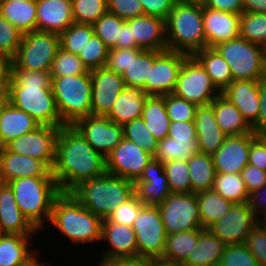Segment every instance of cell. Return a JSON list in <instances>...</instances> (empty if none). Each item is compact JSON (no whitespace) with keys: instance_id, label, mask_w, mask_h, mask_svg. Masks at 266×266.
<instances>
[{"instance_id":"obj_1","label":"cell","mask_w":266,"mask_h":266,"mask_svg":"<svg viewBox=\"0 0 266 266\" xmlns=\"http://www.w3.org/2000/svg\"><path fill=\"white\" fill-rule=\"evenodd\" d=\"M51 172L60 192L70 193L81 182L104 175L106 159L74 125H63L58 133Z\"/></svg>"},{"instance_id":"obj_2","label":"cell","mask_w":266,"mask_h":266,"mask_svg":"<svg viewBox=\"0 0 266 266\" xmlns=\"http://www.w3.org/2000/svg\"><path fill=\"white\" fill-rule=\"evenodd\" d=\"M8 101L29 114L39 125L61 127L50 71L11 69Z\"/></svg>"},{"instance_id":"obj_3","label":"cell","mask_w":266,"mask_h":266,"mask_svg":"<svg viewBox=\"0 0 266 266\" xmlns=\"http://www.w3.org/2000/svg\"><path fill=\"white\" fill-rule=\"evenodd\" d=\"M102 221L71 193H60L53 201L49 223L76 245L100 242Z\"/></svg>"},{"instance_id":"obj_4","label":"cell","mask_w":266,"mask_h":266,"mask_svg":"<svg viewBox=\"0 0 266 266\" xmlns=\"http://www.w3.org/2000/svg\"><path fill=\"white\" fill-rule=\"evenodd\" d=\"M70 193L103 220L135 193V184L123 177L105 173L81 182Z\"/></svg>"},{"instance_id":"obj_5","label":"cell","mask_w":266,"mask_h":266,"mask_svg":"<svg viewBox=\"0 0 266 266\" xmlns=\"http://www.w3.org/2000/svg\"><path fill=\"white\" fill-rule=\"evenodd\" d=\"M168 50L193 56L207 48L203 26V5L175 2L165 20Z\"/></svg>"},{"instance_id":"obj_6","label":"cell","mask_w":266,"mask_h":266,"mask_svg":"<svg viewBox=\"0 0 266 266\" xmlns=\"http://www.w3.org/2000/svg\"><path fill=\"white\" fill-rule=\"evenodd\" d=\"M20 211L40 232L50 221L54 199L61 193L54 177H25L8 182Z\"/></svg>"},{"instance_id":"obj_7","label":"cell","mask_w":266,"mask_h":266,"mask_svg":"<svg viewBox=\"0 0 266 266\" xmlns=\"http://www.w3.org/2000/svg\"><path fill=\"white\" fill-rule=\"evenodd\" d=\"M52 92L65 125L92 115V82L90 70L85 74L52 78Z\"/></svg>"},{"instance_id":"obj_8","label":"cell","mask_w":266,"mask_h":266,"mask_svg":"<svg viewBox=\"0 0 266 266\" xmlns=\"http://www.w3.org/2000/svg\"><path fill=\"white\" fill-rule=\"evenodd\" d=\"M215 49L230 66L233 81H260L266 77V48L238 37Z\"/></svg>"},{"instance_id":"obj_9","label":"cell","mask_w":266,"mask_h":266,"mask_svg":"<svg viewBox=\"0 0 266 266\" xmlns=\"http://www.w3.org/2000/svg\"><path fill=\"white\" fill-rule=\"evenodd\" d=\"M60 48L58 33L32 31L23 34L11 69L50 71L52 61Z\"/></svg>"},{"instance_id":"obj_10","label":"cell","mask_w":266,"mask_h":266,"mask_svg":"<svg viewBox=\"0 0 266 266\" xmlns=\"http://www.w3.org/2000/svg\"><path fill=\"white\" fill-rule=\"evenodd\" d=\"M220 93L200 62L194 56H187L173 94L201 106L211 104Z\"/></svg>"},{"instance_id":"obj_11","label":"cell","mask_w":266,"mask_h":266,"mask_svg":"<svg viewBox=\"0 0 266 266\" xmlns=\"http://www.w3.org/2000/svg\"><path fill=\"white\" fill-rule=\"evenodd\" d=\"M137 242V258L160 260L164 254L167 233L159 208L144 206L132 226Z\"/></svg>"},{"instance_id":"obj_12","label":"cell","mask_w":266,"mask_h":266,"mask_svg":"<svg viewBox=\"0 0 266 266\" xmlns=\"http://www.w3.org/2000/svg\"><path fill=\"white\" fill-rule=\"evenodd\" d=\"M158 208L167 235L202 228L196 193H171Z\"/></svg>"},{"instance_id":"obj_13","label":"cell","mask_w":266,"mask_h":266,"mask_svg":"<svg viewBox=\"0 0 266 266\" xmlns=\"http://www.w3.org/2000/svg\"><path fill=\"white\" fill-rule=\"evenodd\" d=\"M60 127L39 125L35 130L13 139L5 147L14 153L42 161L52 170Z\"/></svg>"},{"instance_id":"obj_14","label":"cell","mask_w":266,"mask_h":266,"mask_svg":"<svg viewBox=\"0 0 266 266\" xmlns=\"http://www.w3.org/2000/svg\"><path fill=\"white\" fill-rule=\"evenodd\" d=\"M73 125L105 158L124 138L123 125L112 122L106 116L89 115L78 119Z\"/></svg>"},{"instance_id":"obj_15","label":"cell","mask_w":266,"mask_h":266,"mask_svg":"<svg viewBox=\"0 0 266 266\" xmlns=\"http://www.w3.org/2000/svg\"><path fill=\"white\" fill-rule=\"evenodd\" d=\"M105 159L106 173L135 183L153 156L134 142L123 138Z\"/></svg>"},{"instance_id":"obj_16","label":"cell","mask_w":266,"mask_h":266,"mask_svg":"<svg viewBox=\"0 0 266 266\" xmlns=\"http://www.w3.org/2000/svg\"><path fill=\"white\" fill-rule=\"evenodd\" d=\"M258 218L247 202L234 203L228 212L208 229L226 245L243 244Z\"/></svg>"},{"instance_id":"obj_17","label":"cell","mask_w":266,"mask_h":266,"mask_svg":"<svg viewBox=\"0 0 266 266\" xmlns=\"http://www.w3.org/2000/svg\"><path fill=\"white\" fill-rule=\"evenodd\" d=\"M188 55L172 51H162L150 66V80L146 81L144 93L163 96L173 94L179 72Z\"/></svg>"},{"instance_id":"obj_18","label":"cell","mask_w":266,"mask_h":266,"mask_svg":"<svg viewBox=\"0 0 266 266\" xmlns=\"http://www.w3.org/2000/svg\"><path fill=\"white\" fill-rule=\"evenodd\" d=\"M92 82V115L107 116L116 98L126 87L120 74L106 67L90 70Z\"/></svg>"},{"instance_id":"obj_19","label":"cell","mask_w":266,"mask_h":266,"mask_svg":"<svg viewBox=\"0 0 266 266\" xmlns=\"http://www.w3.org/2000/svg\"><path fill=\"white\" fill-rule=\"evenodd\" d=\"M257 136L254 132L226 136L223 145L212 155L216 173L240 174L248 164L250 145Z\"/></svg>"},{"instance_id":"obj_20","label":"cell","mask_w":266,"mask_h":266,"mask_svg":"<svg viewBox=\"0 0 266 266\" xmlns=\"http://www.w3.org/2000/svg\"><path fill=\"white\" fill-rule=\"evenodd\" d=\"M134 184L135 193L145 206L158 207L172 193L163 163L154 158Z\"/></svg>"},{"instance_id":"obj_21","label":"cell","mask_w":266,"mask_h":266,"mask_svg":"<svg viewBox=\"0 0 266 266\" xmlns=\"http://www.w3.org/2000/svg\"><path fill=\"white\" fill-rule=\"evenodd\" d=\"M241 14L203 6V26L208 48L240 37Z\"/></svg>"},{"instance_id":"obj_22","label":"cell","mask_w":266,"mask_h":266,"mask_svg":"<svg viewBox=\"0 0 266 266\" xmlns=\"http://www.w3.org/2000/svg\"><path fill=\"white\" fill-rule=\"evenodd\" d=\"M25 177H53V175L42 161L9 151L5 146L0 147V182L8 183Z\"/></svg>"},{"instance_id":"obj_23","label":"cell","mask_w":266,"mask_h":266,"mask_svg":"<svg viewBox=\"0 0 266 266\" xmlns=\"http://www.w3.org/2000/svg\"><path fill=\"white\" fill-rule=\"evenodd\" d=\"M221 94L233 103L242 113L244 119L257 134V117L259 114V81H232Z\"/></svg>"},{"instance_id":"obj_24","label":"cell","mask_w":266,"mask_h":266,"mask_svg":"<svg viewBox=\"0 0 266 266\" xmlns=\"http://www.w3.org/2000/svg\"><path fill=\"white\" fill-rule=\"evenodd\" d=\"M36 31L60 34L74 22L71 0H36Z\"/></svg>"},{"instance_id":"obj_25","label":"cell","mask_w":266,"mask_h":266,"mask_svg":"<svg viewBox=\"0 0 266 266\" xmlns=\"http://www.w3.org/2000/svg\"><path fill=\"white\" fill-rule=\"evenodd\" d=\"M126 22L136 39V48L143 50H167L165 20L159 17L142 15Z\"/></svg>"},{"instance_id":"obj_26","label":"cell","mask_w":266,"mask_h":266,"mask_svg":"<svg viewBox=\"0 0 266 266\" xmlns=\"http://www.w3.org/2000/svg\"><path fill=\"white\" fill-rule=\"evenodd\" d=\"M0 228L4 234L33 235L38 230L20 211L12 188L0 182Z\"/></svg>"},{"instance_id":"obj_27","label":"cell","mask_w":266,"mask_h":266,"mask_svg":"<svg viewBox=\"0 0 266 266\" xmlns=\"http://www.w3.org/2000/svg\"><path fill=\"white\" fill-rule=\"evenodd\" d=\"M101 241H106L109 245L102 257L137 258V242L132 227L103 219Z\"/></svg>"},{"instance_id":"obj_28","label":"cell","mask_w":266,"mask_h":266,"mask_svg":"<svg viewBox=\"0 0 266 266\" xmlns=\"http://www.w3.org/2000/svg\"><path fill=\"white\" fill-rule=\"evenodd\" d=\"M194 122L197 132L198 151L213 155L223 145L226 138V135L216 122L213 102L197 106Z\"/></svg>"},{"instance_id":"obj_29","label":"cell","mask_w":266,"mask_h":266,"mask_svg":"<svg viewBox=\"0 0 266 266\" xmlns=\"http://www.w3.org/2000/svg\"><path fill=\"white\" fill-rule=\"evenodd\" d=\"M38 126L39 123L29 114L7 101L0 112V147L35 130Z\"/></svg>"},{"instance_id":"obj_30","label":"cell","mask_w":266,"mask_h":266,"mask_svg":"<svg viewBox=\"0 0 266 266\" xmlns=\"http://www.w3.org/2000/svg\"><path fill=\"white\" fill-rule=\"evenodd\" d=\"M148 96L142 89L125 87L116 98L106 117L121 125L139 119L142 116L144 103Z\"/></svg>"},{"instance_id":"obj_31","label":"cell","mask_w":266,"mask_h":266,"mask_svg":"<svg viewBox=\"0 0 266 266\" xmlns=\"http://www.w3.org/2000/svg\"><path fill=\"white\" fill-rule=\"evenodd\" d=\"M226 244L208 228H201L198 244L180 266H217L220 264Z\"/></svg>"},{"instance_id":"obj_32","label":"cell","mask_w":266,"mask_h":266,"mask_svg":"<svg viewBox=\"0 0 266 266\" xmlns=\"http://www.w3.org/2000/svg\"><path fill=\"white\" fill-rule=\"evenodd\" d=\"M213 108L216 122L226 136L253 133L241 111L221 93L213 101Z\"/></svg>"},{"instance_id":"obj_33","label":"cell","mask_w":266,"mask_h":266,"mask_svg":"<svg viewBox=\"0 0 266 266\" xmlns=\"http://www.w3.org/2000/svg\"><path fill=\"white\" fill-rule=\"evenodd\" d=\"M161 52L131 48V63L121 75L125 86L139 88L144 91L146 81L150 80V66H153L154 60Z\"/></svg>"},{"instance_id":"obj_34","label":"cell","mask_w":266,"mask_h":266,"mask_svg":"<svg viewBox=\"0 0 266 266\" xmlns=\"http://www.w3.org/2000/svg\"><path fill=\"white\" fill-rule=\"evenodd\" d=\"M141 118L156 141L167 137L171 121L165 107V95H149L144 103Z\"/></svg>"},{"instance_id":"obj_35","label":"cell","mask_w":266,"mask_h":266,"mask_svg":"<svg viewBox=\"0 0 266 266\" xmlns=\"http://www.w3.org/2000/svg\"><path fill=\"white\" fill-rule=\"evenodd\" d=\"M203 66L215 87L222 92L233 81L228 63L215 48H204L193 55Z\"/></svg>"},{"instance_id":"obj_36","label":"cell","mask_w":266,"mask_h":266,"mask_svg":"<svg viewBox=\"0 0 266 266\" xmlns=\"http://www.w3.org/2000/svg\"><path fill=\"white\" fill-rule=\"evenodd\" d=\"M0 14L23 34L36 31V0L0 2Z\"/></svg>"},{"instance_id":"obj_37","label":"cell","mask_w":266,"mask_h":266,"mask_svg":"<svg viewBox=\"0 0 266 266\" xmlns=\"http://www.w3.org/2000/svg\"><path fill=\"white\" fill-rule=\"evenodd\" d=\"M200 229L167 235L161 261L181 265L198 244Z\"/></svg>"},{"instance_id":"obj_38","label":"cell","mask_w":266,"mask_h":266,"mask_svg":"<svg viewBox=\"0 0 266 266\" xmlns=\"http://www.w3.org/2000/svg\"><path fill=\"white\" fill-rule=\"evenodd\" d=\"M192 193L212 190L216 175L213 157L197 152L188 159Z\"/></svg>"},{"instance_id":"obj_39","label":"cell","mask_w":266,"mask_h":266,"mask_svg":"<svg viewBox=\"0 0 266 266\" xmlns=\"http://www.w3.org/2000/svg\"><path fill=\"white\" fill-rule=\"evenodd\" d=\"M33 235L4 234L0 239V266H17L33 252L30 249Z\"/></svg>"},{"instance_id":"obj_40","label":"cell","mask_w":266,"mask_h":266,"mask_svg":"<svg viewBox=\"0 0 266 266\" xmlns=\"http://www.w3.org/2000/svg\"><path fill=\"white\" fill-rule=\"evenodd\" d=\"M202 228H209L224 216L234 204L213 190L196 193Z\"/></svg>"},{"instance_id":"obj_41","label":"cell","mask_w":266,"mask_h":266,"mask_svg":"<svg viewBox=\"0 0 266 266\" xmlns=\"http://www.w3.org/2000/svg\"><path fill=\"white\" fill-rule=\"evenodd\" d=\"M213 191L233 203H245L248 200V191L241 174L216 173Z\"/></svg>"},{"instance_id":"obj_42","label":"cell","mask_w":266,"mask_h":266,"mask_svg":"<svg viewBox=\"0 0 266 266\" xmlns=\"http://www.w3.org/2000/svg\"><path fill=\"white\" fill-rule=\"evenodd\" d=\"M197 152V141H175L167 136L158 141L153 158L164 164L173 160H188Z\"/></svg>"},{"instance_id":"obj_43","label":"cell","mask_w":266,"mask_h":266,"mask_svg":"<svg viewBox=\"0 0 266 266\" xmlns=\"http://www.w3.org/2000/svg\"><path fill=\"white\" fill-rule=\"evenodd\" d=\"M240 37L266 48V13L242 12Z\"/></svg>"},{"instance_id":"obj_44","label":"cell","mask_w":266,"mask_h":266,"mask_svg":"<svg viewBox=\"0 0 266 266\" xmlns=\"http://www.w3.org/2000/svg\"><path fill=\"white\" fill-rule=\"evenodd\" d=\"M93 35L94 29L91 24L73 23L67 30L59 34L60 48L78 55Z\"/></svg>"},{"instance_id":"obj_45","label":"cell","mask_w":266,"mask_h":266,"mask_svg":"<svg viewBox=\"0 0 266 266\" xmlns=\"http://www.w3.org/2000/svg\"><path fill=\"white\" fill-rule=\"evenodd\" d=\"M172 193H192L188 160H173L163 164Z\"/></svg>"},{"instance_id":"obj_46","label":"cell","mask_w":266,"mask_h":266,"mask_svg":"<svg viewBox=\"0 0 266 266\" xmlns=\"http://www.w3.org/2000/svg\"><path fill=\"white\" fill-rule=\"evenodd\" d=\"M126 20L117 15L106 13L92 26L94 34L110 49L116 48V41H120V34Z\"/></svg>"},{"instance_id":"obj_47","label":"cell","mask_w":266,"mask_h":266,"mask_svg":"<svg viewBox=\"0 0 266 266\" xmlns=\"http://www.w3.org/2000/svg\"><path fill=\"white\" fill-rule=\"evenodd\" d=\"M75 23L93 25L108 12L107 0H71Z\"/></svg>"},{"instance_id":"obj_48","label":"cell","mask_w":266,"mask_h":266,"mask_svg":"<svg viewBox=\"0 0 266 266\" xmlns=\"http://www.w3.org/2000/svg\"><path fill=\"white\" fill-rule=\"evenodd\" d=\"M124 138L142 147L148 154L154 157L158 141L149 132L142 118L132 120L123 125Z\"/></svg>"},{"instance_id":"obj_49","label":"cell","mask_w":266,"mask_h":266,"mask_svg":"<svg viewBox=\"0 0 266 266\" xmlns=\"http://www.w3.org/2000/svg\"><path fill=\"white\" fill-rule=\"evenodd\" d=\"M89 70L76 54L59 48L56 57L52 61L50 74L52 78L85 74Z\"/></svg>"},{"instance_id":"obj_50","label":"cell","mask_w":266,"mask_h":266,"mask_svg":"<svg viewBox=\"0 0 266 266\" xmlns=\"http://www.w3.org/2000/svg\"><path fill=\"white\" fill-rule=\"evenodd\" d=\"M109 48L95 34L91 37L84 49L78 53V57L88 70L105 67Z\"/></svg>"},{"instance_id":"obj_51","label":"cell","mask_w":266,"mask_h":266,"mask_svg":"<svg viewBox=\"0 0 266 266\" xmlns=\"http://www.w3.org/2000/svg\"><path fill=\"white\" fill-rule=\"evenodd\" d=\"M22 37L23 33L0 14V53L13 59Z\"/></svg>"},{"instance_id":"obj_52","label":"cell","mask_w":266,"mask_h":266,"mask_svg":"<svg viewBox=\"0 0 266 266\" xmlns=\"http://www.w3.org/2000/svg\"><path fill=\"white\" fill-rule=\"evenodd\" d=\"M144 206L137 194L134 193L129 199L111 212L106 219L111 223L132 227L137 215Z\"/></svg>"},{"instance_id":"obj_53","label":"cell","mask_w":266,"mask_h":266,"mask_svg":"<svg viewBox=\"0 0 266 266\" xmlns=\"http://www.w3.org/2000/svg\"><path fill=\"white\" fill-rule=\"evenodd\" d=\"M165 107L170 121H194L197 105L174 94L165 95Z\"/></svg>"},{"instance_id":"obj_54","label":"cell","mask_w":266,"mask_h":266,"mask_svg":"<svg viewBox=\"0 0 266 266\" xmlns=\"http://www.w3.org/2000/svg\"><path fill=\"white\" fill-rule=\"evenodd\" d=\"M220 266H261L245 244H228L221 257Z\"/></svg>"},{"instance_id":"obj_55","label":"cell","mask_w":266,"mask_h":266,"mask_svg":"<svg viewBox=\"0 0 266 266\" xmlns=\"http://www.w3.org/2000/svg\"><path fill=\"white\" fill-rule=\"evenodd\" d=\"M244 244L258 263L261 266H266V227L257 223Z\"/></svg>"},{"instance_id":"obj_56","label":"cell","mask_w":266,"mask_h":266,"mask_svg":"<svg viewBox=\"0 0 266 266\" xmlns=\"http://www.w3.org/2000/svg\"><path fill=\"white\" fill-rule=\"evenodd\" d=\"M108 13L119 16L124 20L144 15L139 0H107Z\"/></svg>"},{"instance_id":"obj_57","label":"cell","mask_w":266,"mask_h":266,"mask_svg":"<svg viewBox=\"0 0 266 266\" xmlns=\"http://www.w3.org/2000/svg\"><path fill=\"white\" fill-rule=\"evenodd\" d=\"M131 63V48H110L105 67L122 75Z\"/></svg>"},{"instance_id":"obj_58","label":"cell","mask_w":266,"mask_h":266,"mask_svg":"<svg viewBox=\"0 0 266 266\" xmlns=\"http://www.w3.org/2000/svg\"><path fill=\"white\" fill-rule=\"evenodd\" d=\"M168 136L175 141H197L194 121H171Z\"/></svg>"},{"instance_id":"obj_59","label":"cell","mask_w":266,"mask_h":266,"mask_svg":"<svg viewBox=\"0 0 266 266\" xmlns=\"http://www.w3.org/2000/svg\"><path fill=\"white\" fill-rule=\"evenodd\" d=\"M240 174L248 193L266 185V171H263L257 166L248 163Z\"/></svg>"},{"instance_id":"obj_60","label":"cell","mask_w":266,"mask_h":266,"mask_svg":"<svg viewBox=\"0 0 266 266\" xmlns=\"http://www.w3.org/2000/svg\"><path fill=\"white\" fill-rule=\"evenodd\" d=\"M248 163L266 171V135H258L251 142Z\"/></svg>"},{"instance_id":"obj_61","label":"cell","mask_w":266,"mask_h":266,"mask_svg":"<svg viewBox=\"0 0 266 266\" xmlns=\"http://www.w3.org/2000/svg\"><path fill=\"white\" fill-rule=\"evenodd\" d=\"M142 4L144 15L159 17L166 20L171 12L175 0H139Z\"/></svg>"},{"instance_id":"obj_62","label":"cell","mask_w":266,"mask_h":266,"mask_svg":"<svg viewBox=\"0 0 266 266\" xmlns=\"http://www.w3.org/2000/svg\"><path fill=\"white\" fill-rule=\"evenodd\" d=\"M247 204L254 215L259 218L266 211V185L250 192Z\"/></svg>"},{"instance_id":"obj_63","label":"cell","mask_w":266,"mask_h":266,"mask_svg":"<svg viewBox=\"0 0 266 266\" xmlns=\"http://www.w3.org/2000/svg\"><path fill=\"white\" fill-rule=\"evenodd\" d=\"M203 6L228 13L243 12V0H206Z\"/></svg>"},{"instance_id":"obj_64","label":"cell","mask_w":266,"mask_h":266,"mask_svg":"<svg viewBox=\"0 0 266 266\" xmlns=\"http://www.w3.org/2000/svg\"><path fill=\"white\" fill-rule=\"evenodd\" d=\"M260 108L257 117V135H266V77L259 81Z\"/></svg>"},{"instance_id":"obj_65","label":"cell","mask_w":266,"mask_h":266,"mask_svg":"<svg viewBox=\"0 0 266 266\" xmlns=\"http://www.w3.org/2000/svg\"><path fill=\"white\" fill-rule=\"evenodd\" d=\"M98 266H147L148 260L141 258H100Z\"/></svg>"},{"instance_id":"obj_66","label":"cell","mask_w":266,"mask_h":266,"mask_svg":"<svg viewBox=\"0 0 266 266\" xmlns=\"http://www.w3.org/2000/svg\"><path fill=\"white\" fill-rule=\"evenodd\" d=\"M12 59L0 53V91H7L11 77Z\"/></svg>"},{"instance_id":"obj_67","label":"cell","mask_w":266,"mask_h":266,"mask_svg":"<svg viewBox=\"0 0 266 266\" xmlns=\"http://www.w3.org/2000/svg\"><path fill=\"white\" fill-rule=\"evenodd\" d=\"M116 48H136V39L133 37L132 29L126 22L120 34V41H116Z\"/></svg>"},{"instance_id":"obj_68","label":"cell","mask_w":266,"mask_h":266,"mask_svg":"<svg viewBox=\"0 0 266 266\" xmlns=\"http://www.w3.org/2000/svg\"><path fill=\"white\" fill-rule=\"evenodd\" d=\"M243 11L266 13V0H243Z\"/></svg>"},{"instance_id":"obj_69","label":"cell","mask_w":266,"mask_h":266,"mask_svg":"<svg viewBox=\"0 0 266 266\" xmlns=\"http://www.w3.org/2000/svg\"><path fill=\"white\" fill-rule=\"evenodd\" d=\"M17 266H48L47 264L43 263L42 261L39 262L38 256H35L33 253L27 257L22 263L18 264Z\"/></svg>"},{"instance_id":"obj_70","label":"cell","mask_w":266,"mask_h":266,"mask_svg":"<svg viewBox=\"0 0 266 266\" xmlns=\"http://www.w3.org/2000/svg\"><path fill=\"white\" fill-rule=\"evenodd\" d=\"M147 266H180L172 263H167L161 260H148Z\"/></svg>"},{"instance_id":"obj_71","label":"cell","mask_w":266,"mask_h":266,"mask_svg":"<svg viewBox=\"0 0 266 266\" xmlns=\"http://www.w3.org/2000/svg\"><path fill=\"white\" fill-rule=\"evenodd\" d=\"M7 101H8L7 91H0V112Z\"/></svg>"},{"instance_id":"obj_72","label":"cell","mask_w":266,"mask_h":266,"mask_svg":"<svg viewBox=\"0 0 266 266\" xmlns=\"http://www.w3.org/2000/svg\"><path fill=\"white\" fill-rule=\"evenodd\" d=\"M206 0H175L177 3L203 5Z\"/></svg>"},{"instance_id":"obj_73","label":"cell","mask_w":266,"mask_h":266,"mask_svg":"<svg viewBox=\"0 0 266 266\" xmlns=\"http://www.w3.org/2000/svg\"><path fill=\"white\" fill-rule=\"evenodd\" d=\"M258 223L266 227V211L258 218Z\"/></svg>"},{"instance_id":"obj_74","label":"cell","mask_w":266,"mask_h":266,"mask_svg":"<svg viewBox=\"0 0 266 266\" xmlns=\"http://www.w3.org/2000/svg\"><path fill=\"white\" fill-rule=\"evenodd\" d=\"M8 1H17V2H19V1H27V0H0V2H8Z\"/></svg>"},{"instance_id":"obj_75","label":"cell","mask_w":266,"mask_h":266,"mask_svg":"<svg viewBox=\"0 0 266 266\" xmlns=\"http://www.w3.org/2000/svg\"><path fill=\"white\" fill-rule=\"evenodd\" d=\"M4 235V233L2 232V229L0 228V239L1 237Z\"/></svg>"}]
</instances>
